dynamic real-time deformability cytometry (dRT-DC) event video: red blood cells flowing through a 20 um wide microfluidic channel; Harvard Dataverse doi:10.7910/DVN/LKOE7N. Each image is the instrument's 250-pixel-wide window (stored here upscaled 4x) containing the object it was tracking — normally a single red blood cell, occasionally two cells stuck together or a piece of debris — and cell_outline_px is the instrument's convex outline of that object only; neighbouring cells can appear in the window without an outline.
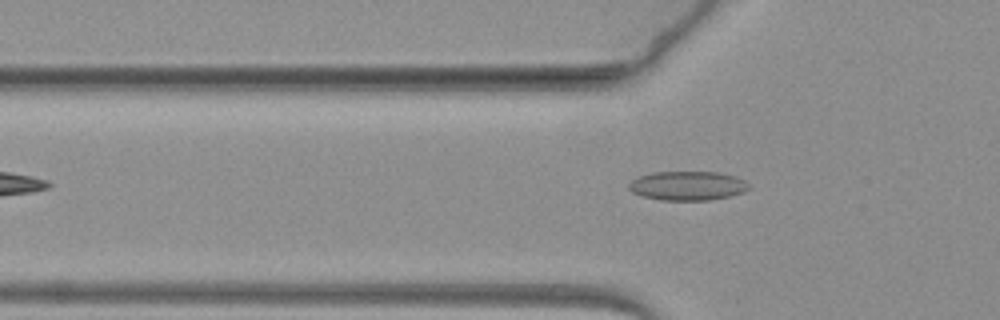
{"species": "common noctule bat (a hibernating species)", "species_latin": "Nyctalus noctula", "temperature_condition": "warm", "stored_images_in_passage": 42, "camera_frame_rate_fps": 3000, "um_per_image_px": 0.085, "animal": {"sex": "female", "body_mass_g": 19.3, "forearm_length_mm": 54.1}, "frame": {"image": 1, "passage_image": 3, "time_ms": 0.667, "image_size_px": [1000, 320], "cell_outline_px": [[748, 188], [744, 192], [728, 196], [708, 200], [660, 200], [644, 196], [632, 192], [628, 188], [628, 184], [632, 180], [640, 176], [652, 172], [716, 172], [736, 176], [744, 180], [748, 184]], "centroid_in_image_um": [58.43, 15.78], "position_along_channel_um": 67.4, "area_um2": 20.23}}
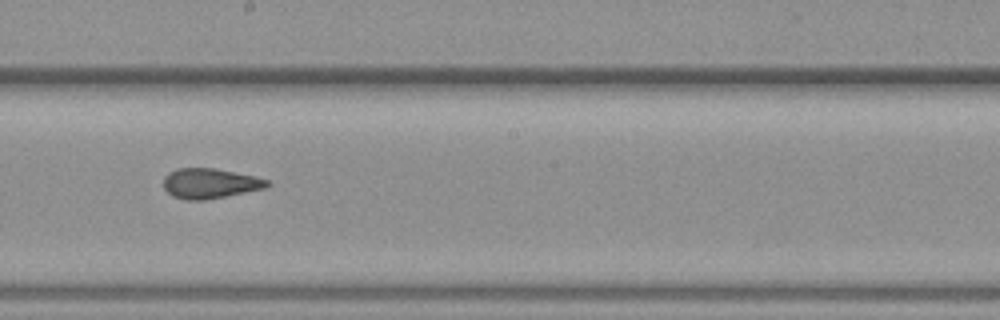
{"frame": {"image": 2, "passage_image": 18, "time_ms": 5.667, "image_size_px": [1000, 320], "cell_outline_px": [[272, 184], [264, 188], [204, 200], [184, 200], [172, 196], [164, 188], [164, 176], [168, 172], [176, 168], [212, 168], [256, 176], [268, 180]], "centroid_in_image_um": [17.81, 15.58], "position_along_channel_um": 230.4, "area_um2": 18.09}}
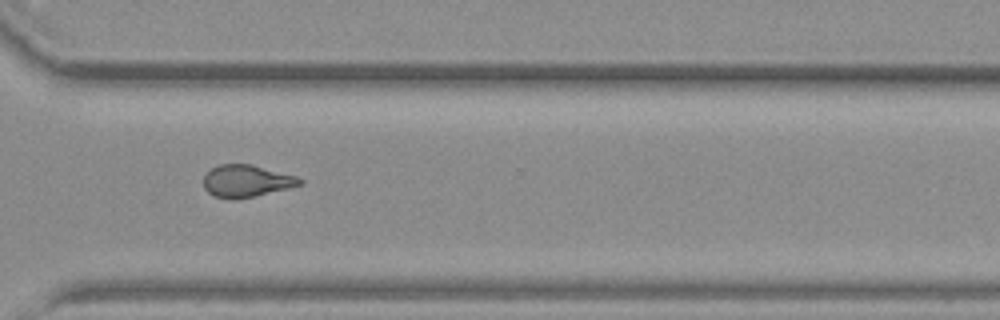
{"frame": {"image": 3, "passage_image": 29, "time_ms": 9.333, "image_size_px": [1000, 320], "cell_outline_px": [[304, 184], [288, 188], [236, 200], [232, 200], [212, 196], [204, 188], [204, 176], [212, 168], [220, 164], [252, 164], [296, 176], [304, 180]], "centroid_in_image_um": [20.94, 15.39], "position_along_channel_um": 349.7, "area_um2": 18.09}}